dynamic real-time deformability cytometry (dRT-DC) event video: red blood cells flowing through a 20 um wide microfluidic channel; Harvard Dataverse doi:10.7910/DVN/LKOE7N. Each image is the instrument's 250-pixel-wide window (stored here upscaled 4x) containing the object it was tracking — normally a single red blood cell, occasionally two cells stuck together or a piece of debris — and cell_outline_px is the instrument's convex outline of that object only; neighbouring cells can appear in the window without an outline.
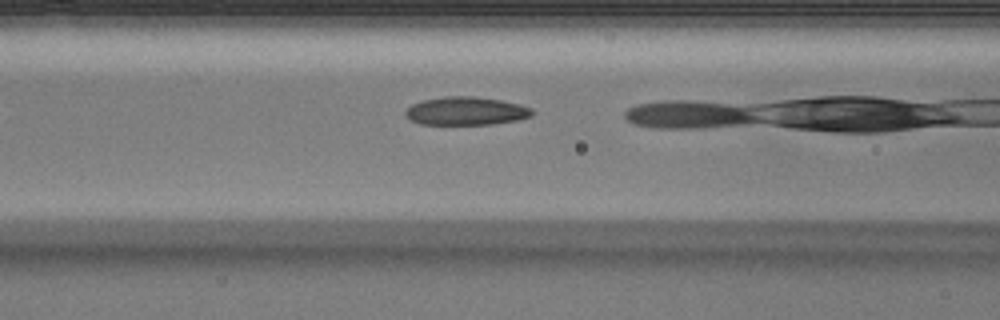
{"species": "Egyptian fruit bat (a non-hibernating species)", "species_latin": "Rousettus aegyptiacus", "temperature_condition": "warm", "stored_images_in_passage": 19, "camera_frame_rate_fps": 3000, "um_per_image_px": 0.085, "animal": {"sex": "male"}, "frame": {"image": 1, "passage_image": 6, "time_ms": 1.667, "image_size_px": [1000, 320], "cell_outline_px": [[532, 116], [520, 120], [492, 124], [420, 124], [412, 120], [404, 112], [412, 104], [424, 100], [444, 96], [472, 96], [500, 100], [520, 104], [532, 108]], "centroid_in_image_um": [39.65, 9.43], "position_along_channel_um": 126.9, "area_um2": 20.75}}
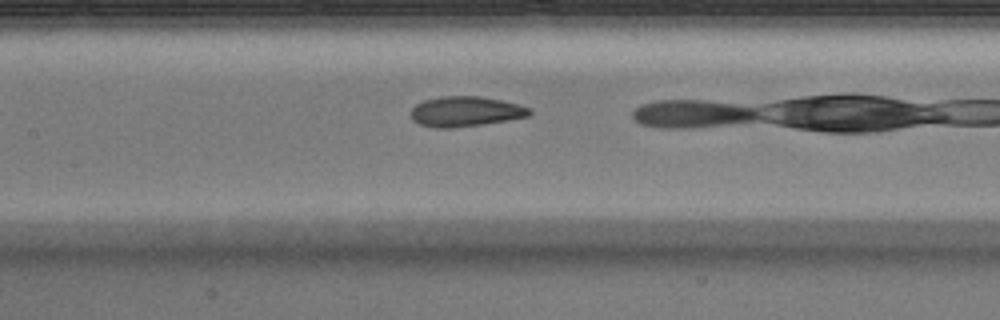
{"frame": {"image": 2, "passage_image": 9, "time_ms": 2.667, "image_size_px": [1000, 320], "cell_outline_px": [[532, 112], [528, 116], [508, 120], [452, 128], [436, 128], [420, 124], [412, 120], [408, 112], [416, 104], [424, 100], [444, 96], [480, 96], [500, 100], [532, 108]], "centroid_in_image_um": [39.53, 9.48], "position_along_channel_um": 167.9, "area_um2": 20.81}}